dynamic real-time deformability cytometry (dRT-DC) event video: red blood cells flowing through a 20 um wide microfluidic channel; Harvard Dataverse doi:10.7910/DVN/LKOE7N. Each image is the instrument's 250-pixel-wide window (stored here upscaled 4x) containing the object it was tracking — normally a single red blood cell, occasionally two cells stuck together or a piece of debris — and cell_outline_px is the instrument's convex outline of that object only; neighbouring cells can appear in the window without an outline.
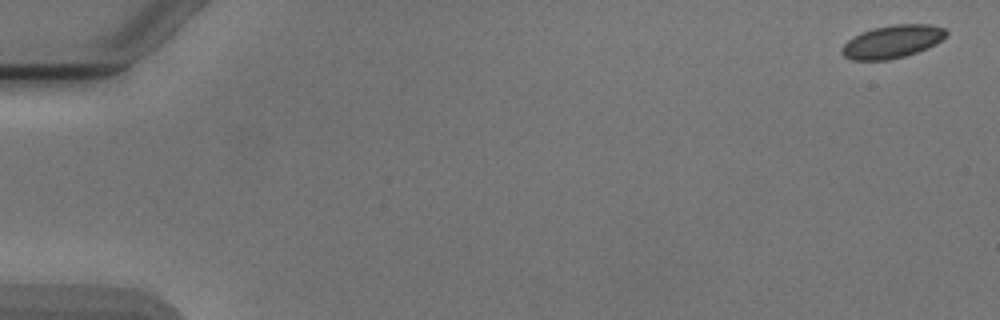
{"species": "Egyptian fruit bat (a non-hibernating species)", "species_latin": "Rousettus aegyptiacus", "temperature_condition": "cold", "stored_images_in_passage": 6, "camera_frame_rate_fps": 3000, "um_per_image_px": 0.085, "animal": {"sex": "male"}, "frame": {"image": 1, "passage_image": 1, "time_ms": 0.0, "image_size_px": [1000, 320], "cell_outline_px": [[948, 32], [940, 40], [916, 52], [904, 56], [888, 60], [852, 60], [844, 56], [840, 52], [840, 48], [848, 40], [860, 32], [872, 28], [892, 24], [928, 24], [944, 28]], "centroid_in_image_um": [75.77, 3.53], "position_along_channel_um": 9.2, "area_um2": 19.83}}
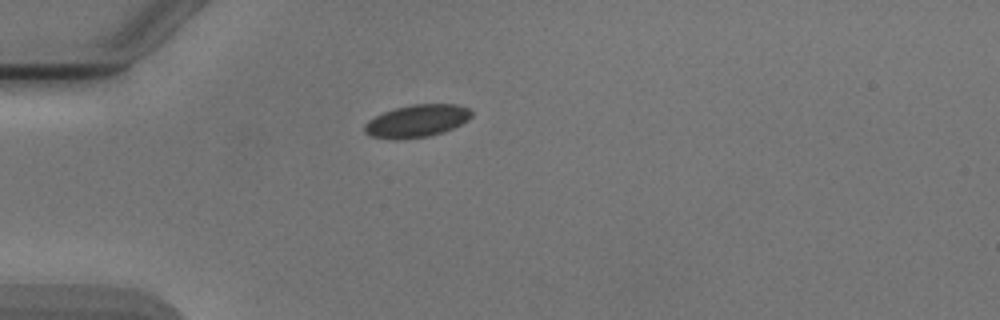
{"frame": {"image": 2, "passage_image": 5, "time_ms": 4.667, "image_size_px": [1000, 320], "cell_outline_px": [[472, 116], [468, 120], [444, 132], [428, 136], [372, 136], [364, 132], [364, 124], [368, 120], [384, 112], [396, 108], [412, 104], [456, 104], [468, 108], [472, 112]], "centroid_in_image_um": [35.5, 10.22], "position_along_channel_um": 49.5, "area_um2": 19.36}}